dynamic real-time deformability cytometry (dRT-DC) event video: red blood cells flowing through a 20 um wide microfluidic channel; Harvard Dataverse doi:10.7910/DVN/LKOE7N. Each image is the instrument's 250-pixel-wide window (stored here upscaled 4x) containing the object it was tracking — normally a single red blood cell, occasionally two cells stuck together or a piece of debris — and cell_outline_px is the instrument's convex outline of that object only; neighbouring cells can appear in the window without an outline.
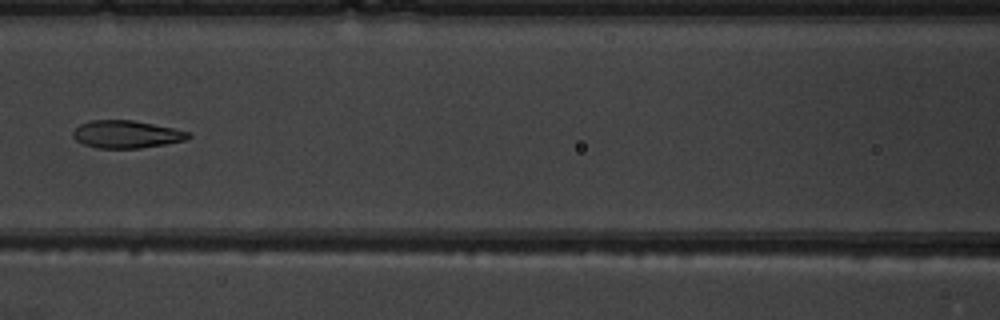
{"species": "common noctule bat (a hibernating species)", "species_latin": "Nyctalus noctula", "temperature_condition": "warm", "stored_images_in_passage": 7, "camera_frame_rate_fps": 3000, "um_per_image_px": 0.085, "animal": {"sex": "male", "body_mass_g": 19.5, "forearm_length_mm": 54.6}, "frame": {"image": 1, "passage_image": 7, "time_ms": 8.0, "image_size_px": [1000, 320], "cell_outline_px": [[192, 136], [184, 140], [164, 144], [140, 148], [96, 148], [84, 144], [76, 140], [72, 136], [72, 132], [80, 124], [88, 120], [132, 120], [192, 132]], "centroid_in_image_um": [10.72, 11.41], "position_along_channel_um": 155.9, "area_um2": 18.5}}